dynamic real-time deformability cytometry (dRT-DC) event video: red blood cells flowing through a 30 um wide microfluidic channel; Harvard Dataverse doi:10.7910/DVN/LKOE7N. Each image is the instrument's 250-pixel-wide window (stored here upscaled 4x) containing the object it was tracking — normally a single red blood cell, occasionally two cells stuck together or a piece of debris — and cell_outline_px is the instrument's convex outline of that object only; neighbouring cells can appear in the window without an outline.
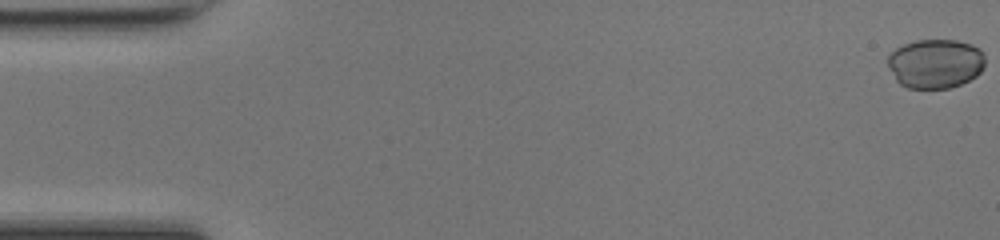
{"species": "common noctule bat (a hibernating species)", "species_latin": "Nyctalus noctula", "temperature_condition": "room temperature", "stored_images_in_passage": 49, "camera_frame_rate_fps": 3000, "um_per_image_px": 0.085, "animal": {"sex": "female", "body_mass_g": 17.0, "forearm_length_mm": 48.0}, "frame": {"image": 1, "passage_image": 1, "time_ms": 0.0, "image_size_px": [1000, 240], "cell_outline_px": [[984, 68], [976, 76], [960, 84], [948, 88], [908, 88], [900, 84], [896, 80], [888, 68], [888, 56], [896, 48], [904, 44], [916, 40], [956, 40], [972, 44], [980, 48], [984, 56]], "centroid_in_image_um": [79.51, 5.4], "position_along_channel_um": 5.5, "area_um2": 28.03}}
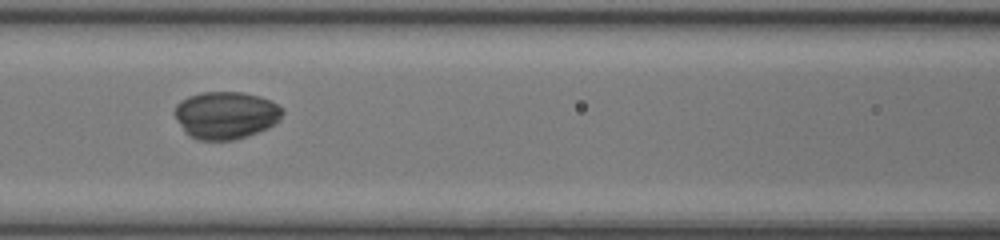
{"frame": {"image": 2, "passage_image": 22, "time_ms": 7.0, "image_size_px": [1000, 240], "cell_outline_px": [[284, 112], [280, 120], [276, 124], [268, 128], [236, 140], [196, 140], [188, 136], [184, 132], [172, 112], [176, 104], [180, 100], [188, 96], [200, 92], [240, 92], [260, 96], [272, 100], [284, 108]], "centroid_in_image_um": [19.19, 9.79], "position_along_channel_um": 147.4, "area_um2": 30.46}}
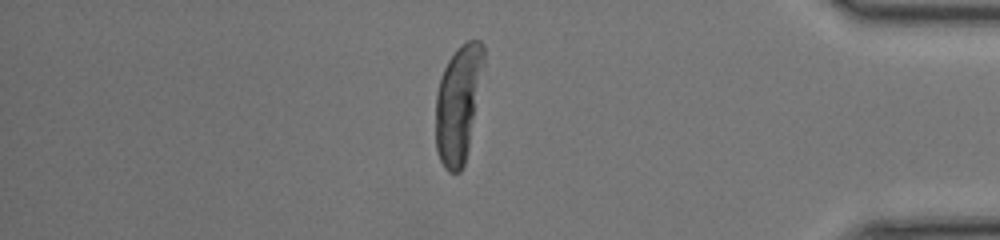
{"frame": {"image": 3, "passage_image": 42, "time_ms": 13.667, "image_size_px": [1000, 240], "cell_outline_px": [[484, 60], [468, 148], [464, 164], [460, 172], [448, 172], [444, 168], [440, 160], [436, 148], [436, 92], [440, 76], [448, 60], [456, 48], [460, 44], [468, 40], [480, 40], [484, 44]], "centroid_in_image_um": [38.93, 8.78], "position_along_channel_um": 396.3, "area_um2": 32.48}}